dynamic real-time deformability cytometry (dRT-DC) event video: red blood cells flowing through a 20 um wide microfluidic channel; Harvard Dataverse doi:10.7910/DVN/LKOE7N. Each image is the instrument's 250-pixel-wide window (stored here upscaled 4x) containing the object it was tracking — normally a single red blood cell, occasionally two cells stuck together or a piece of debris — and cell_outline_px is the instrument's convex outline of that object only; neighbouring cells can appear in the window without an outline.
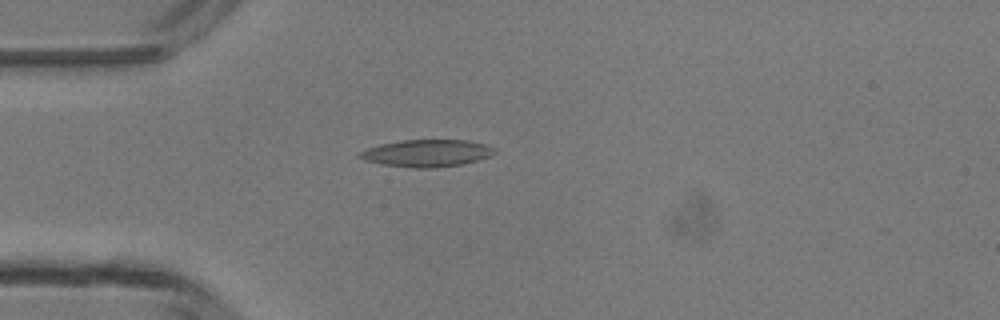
{"species": "common noctule bat (a hibernating species)", "species_latin": "Nyctalus noctula", "temperature_condition": "room temperature", "stored_images_in_passage": 4, "camera_frame_rate_fps": 3000, "um_per_image_px": 0.085, "animal": {"sex": "male", "body_mass_g": 13.3}, "frame": {"image": 1, "passage_image": 4, "time_ms": 3.333, "image_size_px": [1000, 320], "cell_outline_px": [[496, 152], [488, 156], [476, 160], [460, 164], [436, 168], [408, 168], [384, 164], [368, 160], [356, 156], [356, 152], [380, 144], [400, 140], [468, 140], [484, 144], [496, 148]], "centroid_in_image_um": [36.25, 13.01], "position_along_channel_um": 48.7, "area_um2": 21.27}}